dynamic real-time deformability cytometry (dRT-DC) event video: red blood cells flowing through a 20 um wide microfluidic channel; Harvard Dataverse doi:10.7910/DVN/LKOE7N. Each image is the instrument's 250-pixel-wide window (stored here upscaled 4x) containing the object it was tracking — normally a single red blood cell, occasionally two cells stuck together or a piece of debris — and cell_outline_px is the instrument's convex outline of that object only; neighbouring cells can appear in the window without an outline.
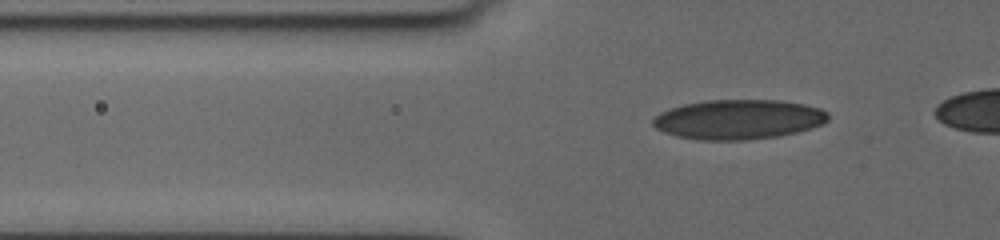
{"species": "human", "species_latin": "Homo sapiens", "temperature_condition": "cold", "stored_images_in_passage": 41, "camera_frame_rate_fps": 3000, "um_per_image_px": 0.085, "donor": {"sex": "female"}, "frame": {"image": 1, "passage_image": 8, "time_ms": 2.333, "image_size_px": [1000, 240], "cell_outline_px": [[828, 120], [820, 124], [796, 132], [780, 136], [748, 140], [700, 140], [676, 136], [664, 132], [656, 128], [652, 124], [652, 120], [660, 112], [668, 108], [684, 104], [704, 100], [780, 100], [804, 104], [820, 108], [828, 112]], "centroid_in_image_um": [62.73, 10.15], "position_along_channel_um": 63.1, "area_um2": 40.63}}
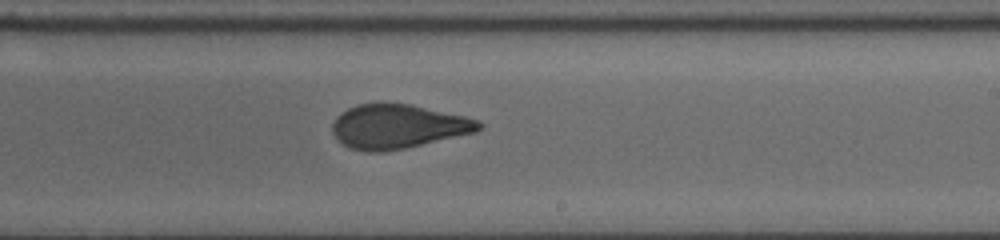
{"frame": {"image": 2, "passage_image": 25, "time_ms": 8.0, "image_size_px": [1000, 240], "cell_outline_px": [[484, 124], [476, 132], [404, 148], [384, 152], [368, 152], [352, 148], [344, 144], [332, 132], [332, 124], [336, 116], [340, 112], [356, 104], [376, 100], [384, 100], [412, 104], [464, 116], [480, 120]], "centroid_in_image_um": [33.8, 10.7], "position_along_channel_um": 255.2, "area_um2": 38.32}}
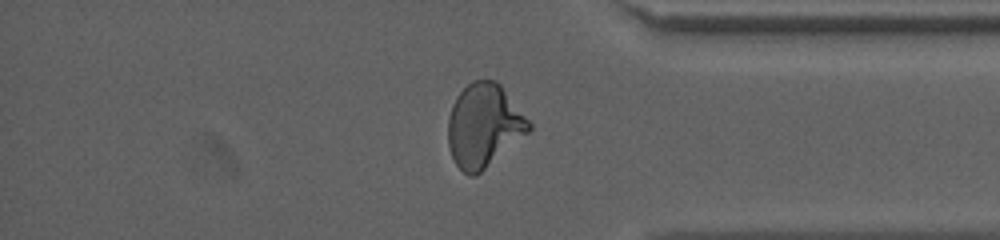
{"frame": {"image": 3, "passage_image": 37, "time_ms": 12.0, "image_size_px": [1000, 240], "cell_outline_px": [[532, 128], [528, 132], [476, 176], [468, 176], [456, 164], [452, 156], [448, 144], [448, 120], [452, 104], [456, 96], [472, 80], [496, 80], [500, 84], [532, 124]], "centroid_in_image_um": [41.11, 10.66], "position_along_channel_um": 394.1, "area_um2": 38.9}}